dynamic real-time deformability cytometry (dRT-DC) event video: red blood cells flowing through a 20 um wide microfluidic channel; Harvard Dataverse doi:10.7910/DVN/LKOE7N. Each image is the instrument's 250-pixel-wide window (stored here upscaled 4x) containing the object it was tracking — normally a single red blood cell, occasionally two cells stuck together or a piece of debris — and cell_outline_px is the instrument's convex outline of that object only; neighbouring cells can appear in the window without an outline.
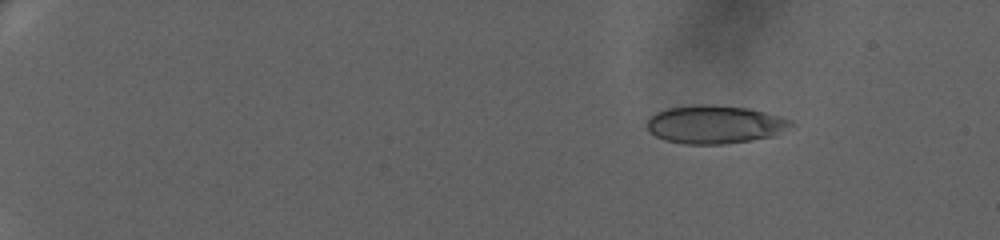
{"species": "human", "species_latin": "Homo sapiens", "temperature_condition": "warm", "stored_images_in_passage": 67, "camera_frame_rate_fps": 3000, "um_per_image_px": 0.085, "donor": {"sex": "female"}, "frame": {"image": 1, "passage_image": 11, "time_ms": 3.333, "image_size_px": [1000, 240], "cell_outline_px": [[796, 124], [776, 136], [752, 140], [724, 144], [684, 144], [664, 140], [648, 132], [648, 120], [656, 112], [668, 108], [692, 104], [712, 104], [748, 108], [780, 116], [792, 120]], "centroid_in_image_um": [60.8, 10.58], "position_along_channel_um": 24.2, "area_um2": 32.43}}
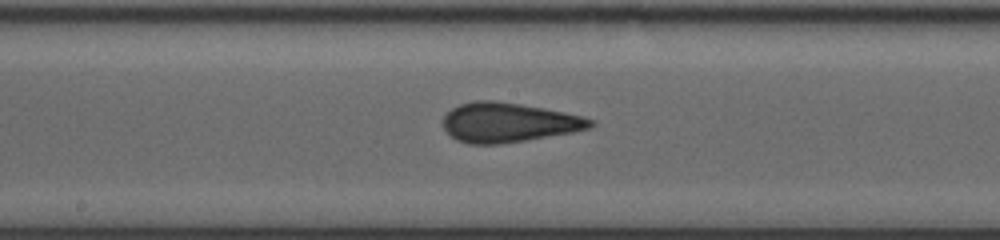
{"frame": {"image": 2, "passage_image": 41, "time_ms": 13.333, "image_size_px": [1000, 240], "cell_outline_px": [[596, 124], [588, 128], [572, 132], [500, 144], [468, 144], [456, 140], [444, 128], [444, 116], [452, 108], [460, 104], [472, 100], [492, 100], [520, 104], [544, 108], [584, 116], [596, 120]], "centroid_in_image_um": [43.23, 10.4], "position_along_channel_um": 205.0, "area_um2": 33.81}}
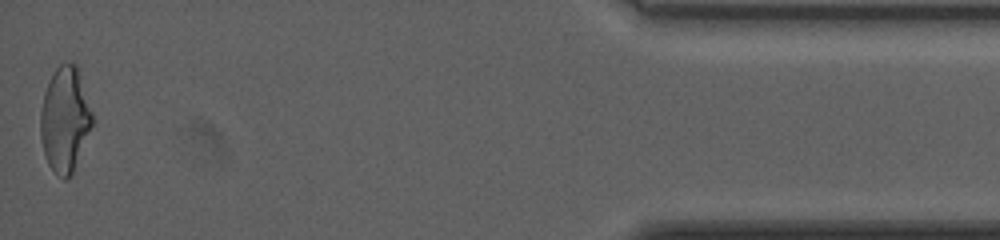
{"frame": {"image": 3, "passage_image": 67, "time_ms": 22.0, "image_size_px": [1000, 240], "cell_outline_px": [[92, 124], [72, 172], [64, 180], [56, 176], [48, 164], [44, 152], [40, 136], [40, 112], [44, 92], [48, 80], [56, 68], [64, 60], [76, 64], [92, 112]], "centroid_in_image_um": [5.48, 10.12], "position_along_channel_um": 429.7, "area_um2": 31.44}, "authors_computed_cell_mechanics": {"area_um2": 32.4258, "velocity_mm_per_s": 3.3329, "shape_relaxation_time_tau1_ms": 10.3727, "shape_relaxation_time_tau2_ms": 1.1616, "deformation_change_tau1": 0.2016, "deformation_change_tau2": 0.0831}}